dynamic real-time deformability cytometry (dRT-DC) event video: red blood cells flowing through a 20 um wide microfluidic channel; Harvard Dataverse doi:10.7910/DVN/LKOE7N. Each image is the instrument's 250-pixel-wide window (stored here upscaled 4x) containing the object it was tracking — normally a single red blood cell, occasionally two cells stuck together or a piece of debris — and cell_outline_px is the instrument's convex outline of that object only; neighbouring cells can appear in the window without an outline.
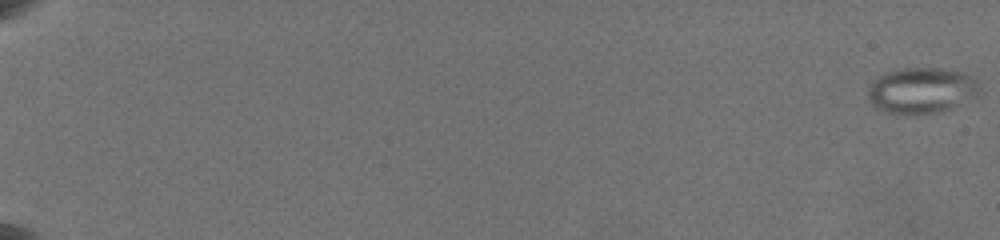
{"species": "common noctule bat (a hibernating species)", "species_latin": "Nyctalus noctula", "temperature_condition": "warm", "stored_images_in_passage": 53, "camera_frame_rate_fps": 3000, "um_per_image_px": 0.085, "animal": {"sex": "female", "body_mass_g": 19.5, "forearm_length_mm": 54.1}, "frame": {"image": 1, "passage_image": 1, "time_ms": 0.0, "image_size_px": [1000, 240], "cell_outline_px": [[980, 80], [976, 92], [952, 108], [936, 112], [904, 116], [888, 112], [876, 108], [872, 104], [868, 96], [868, 88], [872, 80], [884, 72], [904, 68], [940, 68], [960, 72], [972, 76]], "centroid_in_image_um": [78.24, 7.68], "position_along_channel_um": 6.8, "area_um2": 29.71}}
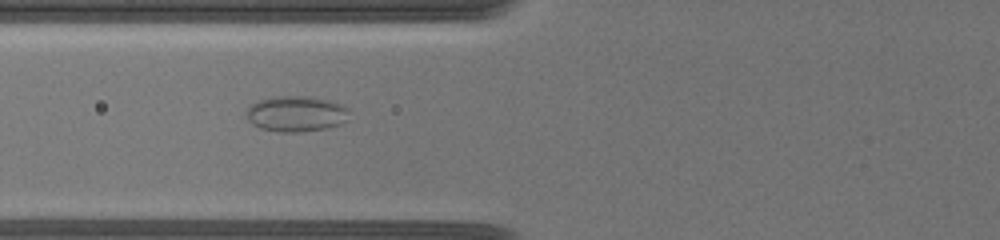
{"frame": {"image": 2, "passage_image": 40, "time_ms": 9.333, "image_size_px": [1000, 240], "cell_outline_px": [[348, 108], [344, 120], [340, 124], [324, 128], [300, 132], [280, 132], [260, 128], [252, 124], [248, 120], [248, 108], [252, 104], [260, 100], [272, 96], [308, 96], [328, 100], [340, 104]], "centroid_in_image_um": [25.13, 9.66], "position_along_channel_um": 100.7, "area_um2": 21.04}}
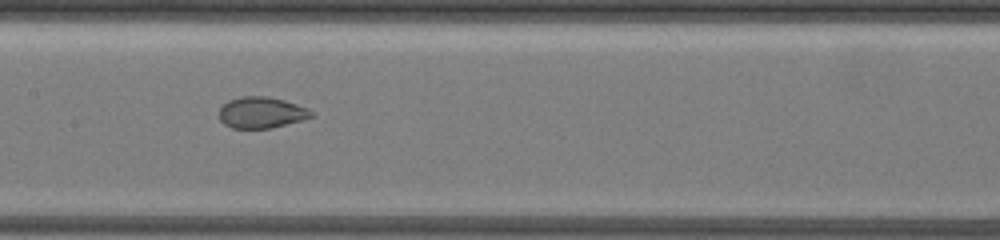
{"frame": {"image": 3, "passage_image": 52, "time_ms": 11.667, "image_size_px": [1000, 240], "cell_outline_px": [[312, 116], [300, 120], [272, 128], [232, 128], [224, 124], [220, 120], [220, 108], [228, 100], [240, 96], [268, 96], [284, 100], [308, 108], [312, 112]], "centroid_in_image_um": [22.19, 9.56], "position_along_channel_um": 185.2, "area_um2": 16.65}}